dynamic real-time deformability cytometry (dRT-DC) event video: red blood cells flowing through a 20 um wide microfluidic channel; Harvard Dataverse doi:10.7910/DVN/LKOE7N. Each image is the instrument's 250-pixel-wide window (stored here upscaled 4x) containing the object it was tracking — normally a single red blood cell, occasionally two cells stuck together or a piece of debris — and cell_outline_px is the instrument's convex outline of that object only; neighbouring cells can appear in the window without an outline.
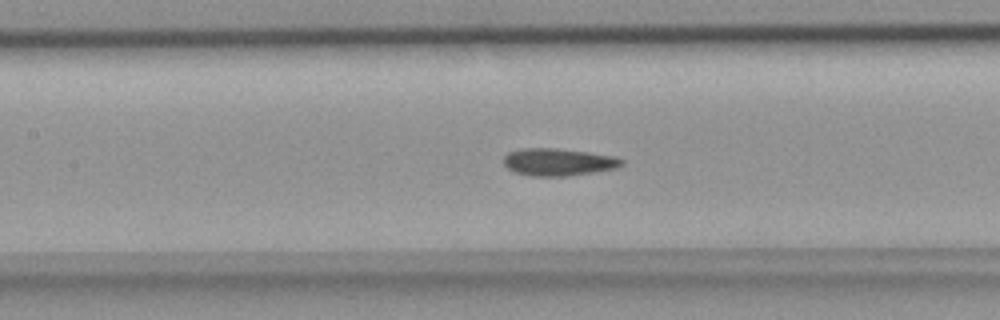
{"species": "common noctule bat (a hibernating species)", "species_latin": "Nyctalus noctula", "temperature_condition": "room temperature", "stored_images_in_passage": 31, "camera_frame_rate_fps": 3000, "um_per_image_px": 0.085, "animal": {"sex": "female", "body_mass_g": 18.4}, "frame": {"image": 1, "passage_image": 10, "time_ms": 3.0, "image_size_px": [1000, 320], "cell_outline_px": [[624, 164], [616, 168], [568, 176], [528, 176], [512, 172], [504, 164], [504, 156], [508, 152], [520, 148], [556, 148], [588, 152], [616, 156], [624, 160]], "centroid_in_image_um": [47.43, 13.77], "position_along_channel_um": 160.0, "area_um2": 19.02}}
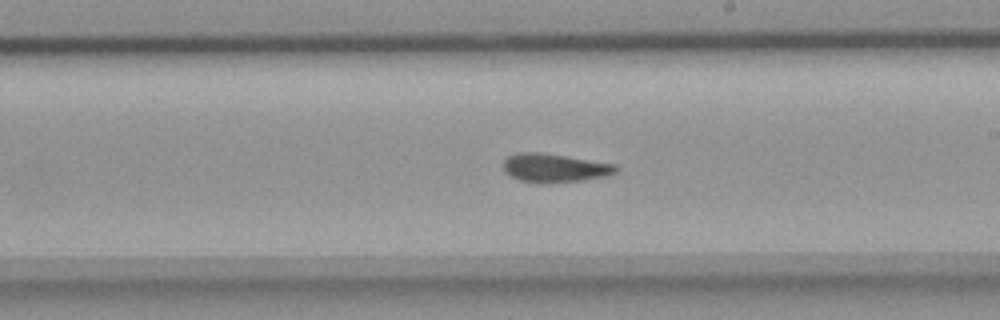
{"frame": {"image": 2, "passage_image": 16, "time_ms": 5.0, "image_size_px": [1000, 320], "cell_outline_px": [[620, 168], [616, 172], [604, 176], [580, 180], [548, 184], [540, 184], [520, 180], [504, 172], [504, 160], [508, 156], [520, 152], [540, 152], [616, 164]], "centroid_in_image_um": [47.13, 14.28], "position_along_channel_um": 241.9, "area_um2": 18.79}}
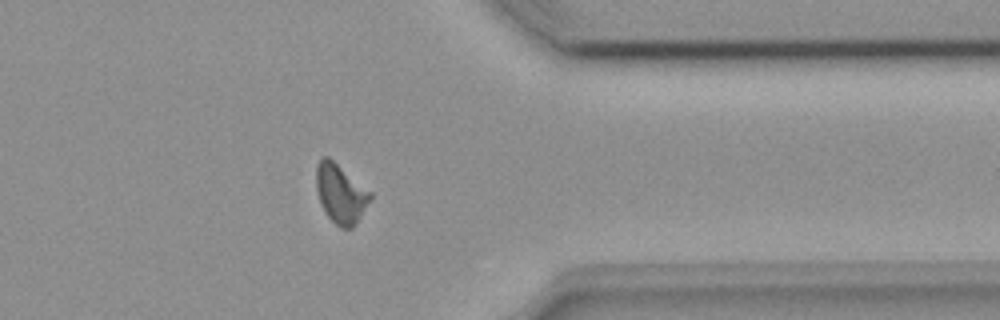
{"frame": {"image": 3, "passage_image": 27, "time_ms": 8.667, "image_size_px": [1000, 320], "cell_outline_px": [[372, 200], [356, 224], [352, 228], [340, 228], [324, 212], [320, 204], [316, 188], [316, 164], [324, 156], [328, 156], [372, 192]], "centroid_in_image_um": [28.96, 16.47], "position_along_channel_um": 382.4, "area_um2": 18.84}}